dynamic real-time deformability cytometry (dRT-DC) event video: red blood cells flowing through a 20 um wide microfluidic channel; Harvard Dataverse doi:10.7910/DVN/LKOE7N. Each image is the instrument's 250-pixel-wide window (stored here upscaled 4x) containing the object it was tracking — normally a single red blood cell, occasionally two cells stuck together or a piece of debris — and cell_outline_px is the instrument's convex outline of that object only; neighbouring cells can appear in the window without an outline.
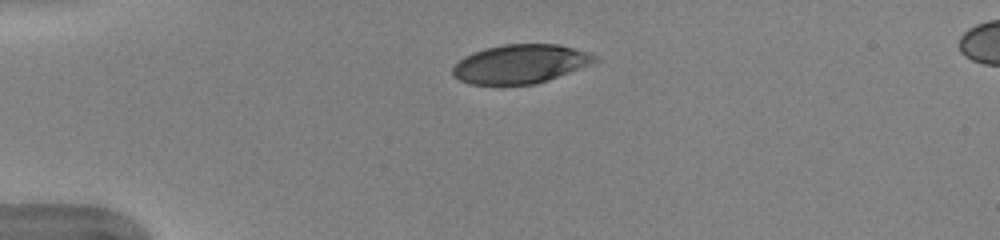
{"species": "human", "species_latin": "Homo sapiens", "temperature_condition": "warm", "stored_images_in_passage": 39, "camera_frame_rate_fps": 3000, "um_per_image_px": 0.085, "donor": {"sex": "female"}, "frame": {"image": 1, "passage_image": 1, "time_ms": 0.0, "image_size_px": [1000, 240], "cell_outline_px": [[596, 60], [588, 64], [548, 80], [536, 84], [468, 84], [452, 76], [452, 68], [464, 56], [472, 52], [504, 44], [560, 44], [588, 52], [596, 56]], "centroid_in_image_um": [44.18, 5.43], "position_along_channel_um": 40.8, "area_um2": 31.79}}
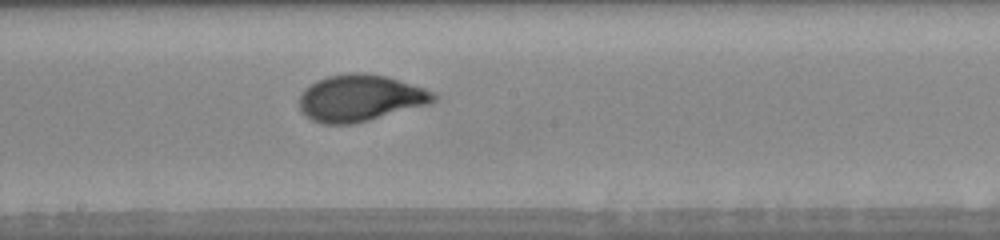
{"frame": {"image": 2, "passage_image": 17, "time_ms": 5.333, "image_size_px": [1000, 240], "cell_outline_px": [[436, 100], [428, 104], [368, 120], [352, 124], [320, 124], [312, 120], [300, 112], [300, 96], [316, 80], [328, 76], [352, 72], [364, 72], [388, 76], [424, 88], [432, 92], [436, 96]], "centroid_in_image_um": [30.6, 8.33], "position_along_channel_um": 217.6, "area_um2": 36.24}}
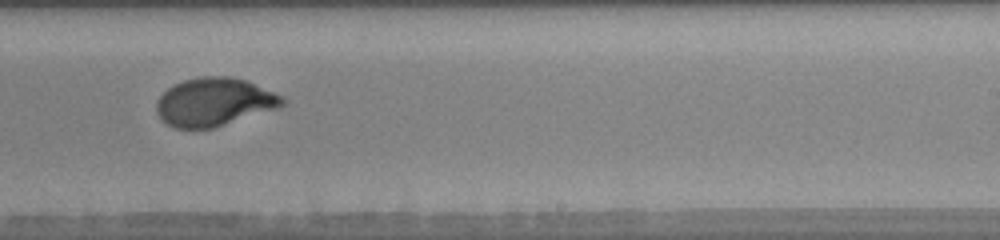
{"frame": {"image": 3, "passage_image": 21, "time_ms": 6.667, "image_size_px": [1000, 240], "cell_outline_px": [[288, 100], [280, 108], [212, 128], [172, 128], [156, 112], [156, 100], [168, 88], [184, 80], [204, 76], [232, 76], [244, 80], [284, 96]], "centroid_in_image_um": [18.24, 8.67], "position_along_channel_um": 270.8, "area_um2": 35.32}, "authors_computed_cell_mechanics": {"area_um2": 35.3158, "velocity_mm_per_s": 4.0096, "shape_relaxation_time_tau1_ms": 3.593, "shape_relaxation_time_tau2_ms": null, "deformation_change_tau1": 0.1962, "deformation_change_tau2": null}}